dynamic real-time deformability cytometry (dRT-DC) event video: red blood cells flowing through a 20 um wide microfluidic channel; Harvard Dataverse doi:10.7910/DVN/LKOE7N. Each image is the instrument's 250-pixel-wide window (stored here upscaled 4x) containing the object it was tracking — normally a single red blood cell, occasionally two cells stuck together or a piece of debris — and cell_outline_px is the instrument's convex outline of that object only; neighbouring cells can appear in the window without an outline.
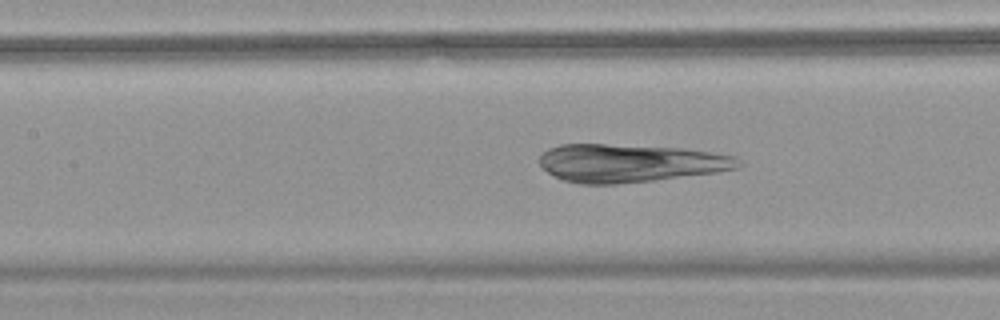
{"species": "common noctule bat (a hibernating species)", "species_latin": "Nyctalus noctula", "temperature_condition": "warm", "stored_images_in_passage": 45, "camera_frame_rate_fps": 3000, "um_per_image_px": 0.085, "animal": {"sex": "female", "body_mass_g": 18.4}, "frame": {"image": 1, "passage_image": 25, "time_ms": 8.0, "image_size_px": [1000, 320], "cell_outline_px": [[744, 164], [740, 168], [716, 172], [652, 180], [616, 184], [580, 184], [564, 180], [548, 172], [536, 160], [548, 148], [560, 144], [604, 144], [684, 148], [712, 152], [736, 156]], "centroid_in_image_um": [53.57, 13.85], "position_along_channel_um": 153.8, "area_um2": 44.16}}
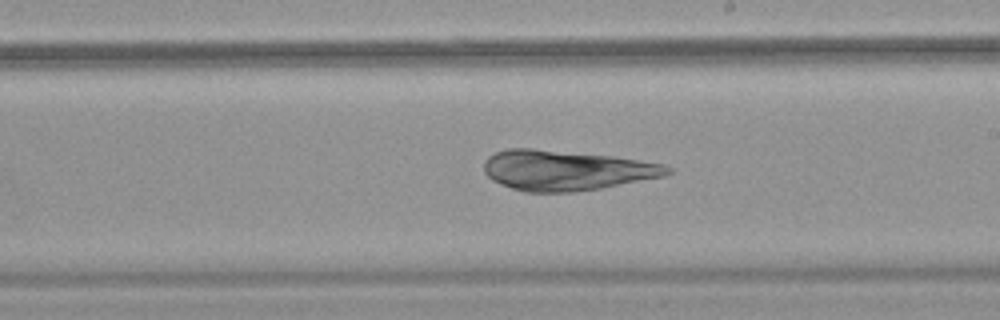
{"frame": {"image": 2, "passage_image": 32, "time_ms": 10.333, "image_size_px": [1000, 320], "cell_outline_px": [[672, 172], [664, 176], [600, 188], [576, 192], [524, 192], [512, 188], [492, 180], [484, 172], [484, 160], [488, 156], [496, 152], [508, 148], [532, 148], [612, 156], [664, 164], [672, 168]], "centroid_in_image_um": [48.1, 14.47], "position_along_channel_um": 240.9, "area_um2": 42.83}}
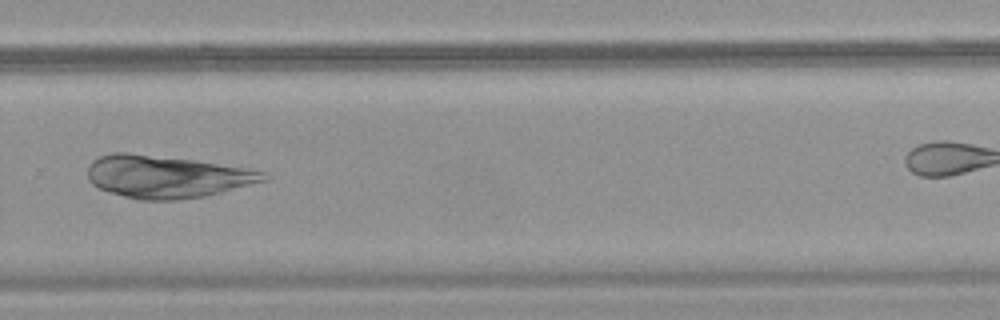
{"frame": {"image": 3, "passage_image": 38, "time_ms": 12.333, "image_size_px": [1000, 320], "cell_outline_px": [[268, 180], [208, 196], [180, 200], [140, 200], [108, 192], [92, 184], [88, 180], [88, 164], [92, 160], [100, 156], [112, 152], [128, 152], [192, 160], [244, 168], [264, 172]], "centroid_in_image_um": [14.12, 15.02], "position_along_channel_um": 315.7, "area_um2": 43.52}}